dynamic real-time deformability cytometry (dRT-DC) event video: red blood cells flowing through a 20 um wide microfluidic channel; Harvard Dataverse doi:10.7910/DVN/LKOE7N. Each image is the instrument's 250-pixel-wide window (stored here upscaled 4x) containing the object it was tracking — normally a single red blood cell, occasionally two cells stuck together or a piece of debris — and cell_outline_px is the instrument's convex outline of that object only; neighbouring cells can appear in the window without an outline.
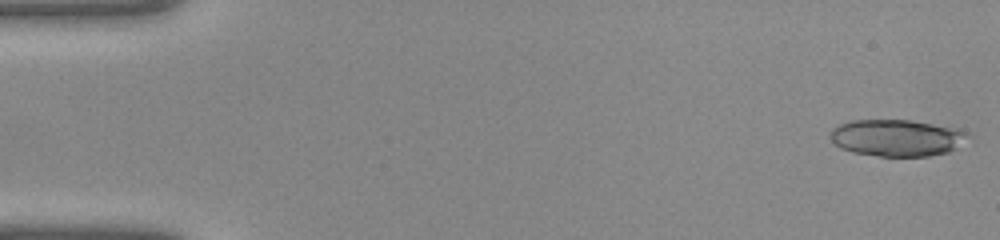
{"species": "common noctule bat (a hibernating species)", "species_latin": "Nyctalus noctula", "temperature_condition": "warm", "stored_images_in_passage": 6, "camera_frame_rate_fps": 3000, "um_per_image_px": 0.085, "animal": {"sex": "female", "body_mass_g": 22.0, "forearm_length_mm": 56.7}, "frame": {"image": 1, "passage_image": 1, "time_ms": 0.0, "image_size_px": [1000, 240], "cell_outline_px": [[964, 136], [956, 148], [948, 152], [928, 156], [880, 156], [852, 152], [840, 148], [828, 136], [832, 128], [840, 124], [852, 120], [912, 120], [956, 128], [964, 132]], "centroid_in_image_um": [76.13, 11.71], "position_along_channel_um": 8.9, "area_um2": 29.07}}